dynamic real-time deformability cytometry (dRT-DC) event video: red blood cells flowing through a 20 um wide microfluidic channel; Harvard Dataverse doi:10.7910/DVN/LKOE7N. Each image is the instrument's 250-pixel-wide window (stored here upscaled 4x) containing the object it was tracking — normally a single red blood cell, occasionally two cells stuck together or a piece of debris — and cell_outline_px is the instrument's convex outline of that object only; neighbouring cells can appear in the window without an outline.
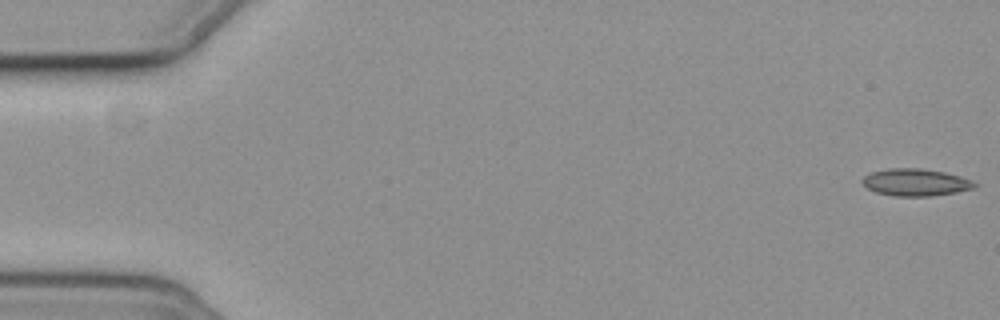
{"species": "common noctule bat (a hibernating species)", "species_latin": "Nyctalus noctula", "temperature_condition": "cold", "stored_images_in_passage": 16, "camera_frame_rate_fps": 3000, "um_per_image_px": 0.085, "animal": {"sex": "female", "body_mass_g": 19.3, "forearm_length_mm": 54.1}, "frame": {"image": 1, "passage_image": 1, "time_ms": 0.0, "image_size_px": [1000, 320], "cell_outline_px": [[980, 184], [972, 188], [956, 192], [932, 196], [896, 196], [876, 192], [868, 188], [860, 180], [868, 172], [888, 168], [920, 168], [944, 172], [960, 176], [972, 180]], "centroid_in_image_um": [77.81, 15.49], "position_along_channel_um": 7.2, "area_um2": 17.86}}